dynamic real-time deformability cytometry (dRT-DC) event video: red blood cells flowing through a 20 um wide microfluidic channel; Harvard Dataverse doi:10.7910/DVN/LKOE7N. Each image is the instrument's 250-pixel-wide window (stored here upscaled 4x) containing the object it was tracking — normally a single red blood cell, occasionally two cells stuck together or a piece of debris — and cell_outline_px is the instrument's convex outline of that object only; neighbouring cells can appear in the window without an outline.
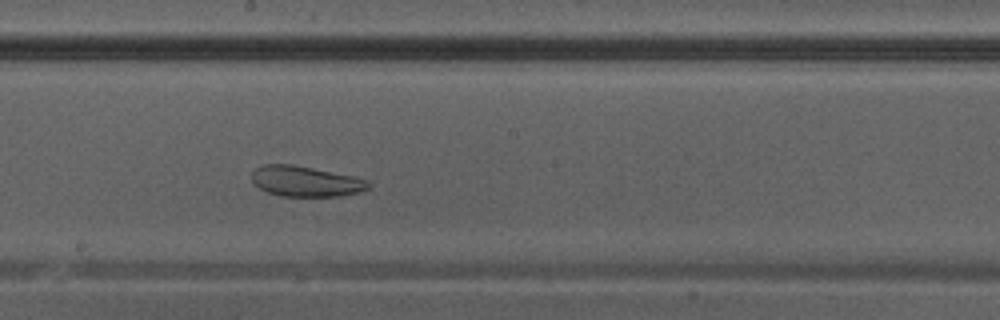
{"species": "Egyptian fruit bat (a non-hibernating species)", "species_latin": "Rousettus aegyptiacus", "temperature_condition": "warm", "stored_images_in_passage": 33, "segment_of_instrument_passage": [1, 2], "camera_frame_rate_fps": 3000, "um_per_image_px": 0.085, "animal": {"sex": "male"}, "frame": {"image": 1, "passage_image": 14, "time_ms": 4.333, "image_size_px": [1000, 320], "cell_outline_px": [[372, 184], [368, 188], [360, 192], [340, 196], [280, 196], [268, 192], [252, 184], [252, 172], [256, 168], [264, 164], [292, 164], [352, 176], [368, 180]], "centroid_in_image_um": [25.97, 15.42], "position_along_channel_um": 222.2, "area_um2": 20.69}}
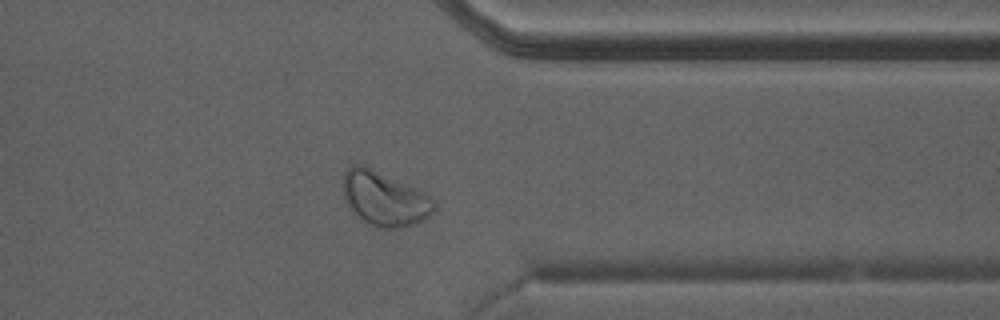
{"frame": {"image": 2, "passage_image": 24, "time_ms": 7.667, "image_size_px": [1000, 320], "cell_outline_px": [[436, 208], [424, 220], [416, 224], [400, 228], [376, 228], [356, 216], [352, 212], [344, 196], [344, 172], [352, 164], [360, 164], [416, 188], [428, 196], [436, 204]], "centroid_in_image_um": [32.67, 16.92], "position_along_channel_um": 378.7, "area_um2": 28.5}}
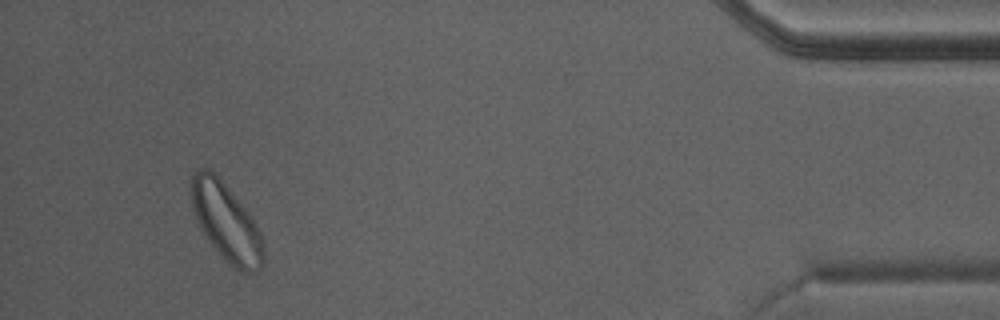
{"frame": {"image": 3, "passage_image": 30, "time_ms": 9.667, "image_size_px": [1000, 320], "cell_outline_px": [[264, 264], [256, 272], [240, 272], [220, 256], [208, 240], [200, 228], [196, 220], [192, 208], [192, 176], [200, 168], [208, 168], [224, 184], [252, 216], [260, 232], [264, 244]], "centroid_in_image_um": [19.26, 18.94], "position_along_channel_um": 415.9, "area_um2": 32.48}}